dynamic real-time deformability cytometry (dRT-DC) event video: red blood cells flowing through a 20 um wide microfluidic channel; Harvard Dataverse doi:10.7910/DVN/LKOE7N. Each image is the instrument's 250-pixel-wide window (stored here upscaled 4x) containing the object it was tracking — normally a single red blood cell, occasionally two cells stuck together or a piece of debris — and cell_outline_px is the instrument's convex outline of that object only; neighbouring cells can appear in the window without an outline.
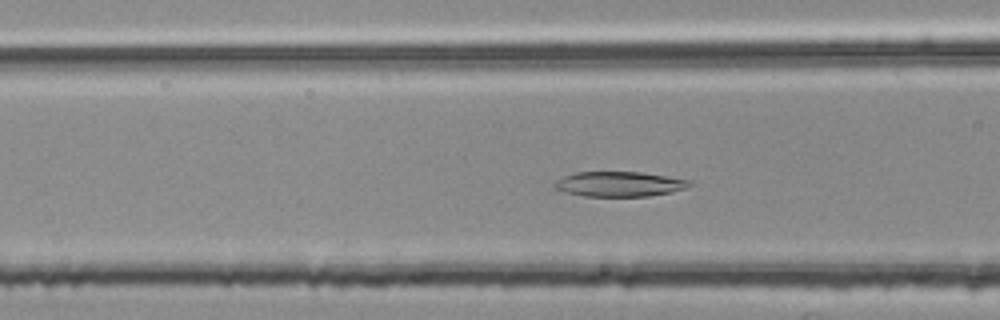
{"species": "common noctule bat (a hibernating species)", "species_latin": "Nyctalus noctula", "temperature_condition": "room temperature", "stored_images_in_passage": 48, "camera_frame_rate_fps": 3000, "um_per_image_px": 0.085, "animal": {"sex": "female", "body_mass_g": 25.1}, "frame": {"image": 1, "passage_image": 18, "time_ms": 5.667, "image_size_px": [1000, 320], "cell_outline_px": [[692, 184], [688, 188], [672, 192], [648, 196], [584, 196], [564, 192], [556, 188], [552, 184], [556, 180], [564, 176], [576, 172], [640, 172], [692, 180]], "centroid_in_image_um": [52.67, 15.64], "position_along_channel_um": 113.9, "area_um2": 19.71}}
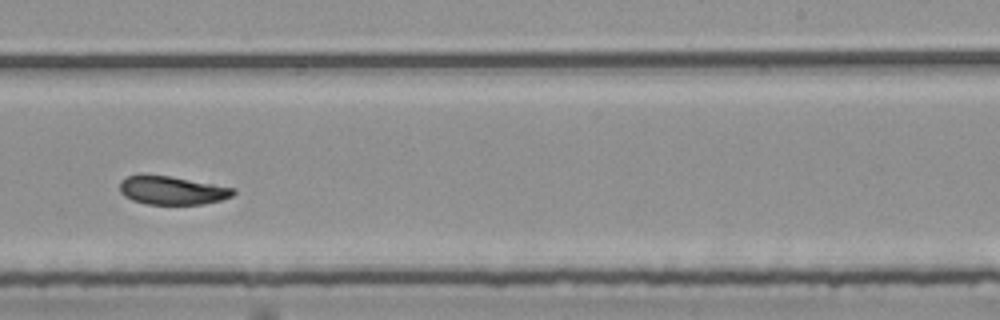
{"frame": {"image": 2, "passage_image": 31, "time_ms": 10.0, "image_size_px": [1000, 320], "cell_outline_px": [[236, 192], [232, 196], [220, 200], [204, 204], [144, 204], [132, 200], [124, 196], [120, 192], [120, 180], [124, 176], [168, 176], [236, 188]], "centroid_in_image_um": [14.63, 16.2], "position_along_channel_um": 274.4, "area_um2": 18.61}}
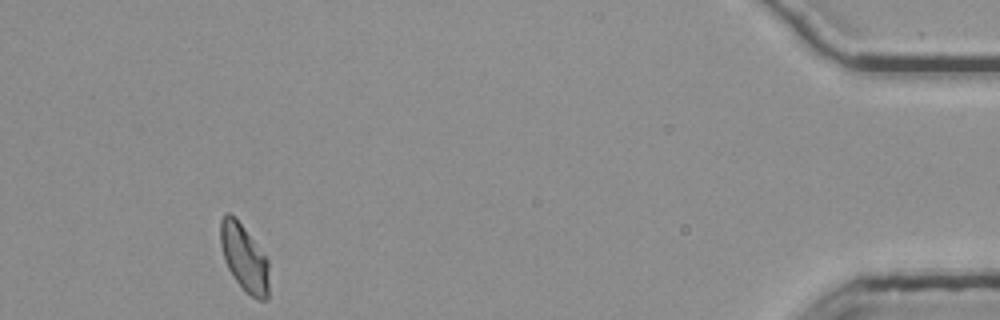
{"frame": {"image": 3, "passage_image": 48, "time_ms": 15.667, "image_size_px": [1000, 320], "cell_outline_px": [[268, 300], [260, 300], [252, 296], [232, 276], [224, 260], [220, 244], [220, 220], [228, 212], [236, 216], [268, 260]], "centroid_in_image_um": [20.74, 21.88], "position_along_channel_um": 414.5, "area_um2": 18.79}, "authors_computed_cell_mechanics": {"area_um2": 19.652, "velocity_mm_per_s": 3.7078, "shape_relaxation_time_tau1_ms": 5.1985, "shape_relaxation_time_tau2_ms": 1.7492, "deformation_change_tau1": 0.1437, "deformation_change_tau2": 0.0677}}